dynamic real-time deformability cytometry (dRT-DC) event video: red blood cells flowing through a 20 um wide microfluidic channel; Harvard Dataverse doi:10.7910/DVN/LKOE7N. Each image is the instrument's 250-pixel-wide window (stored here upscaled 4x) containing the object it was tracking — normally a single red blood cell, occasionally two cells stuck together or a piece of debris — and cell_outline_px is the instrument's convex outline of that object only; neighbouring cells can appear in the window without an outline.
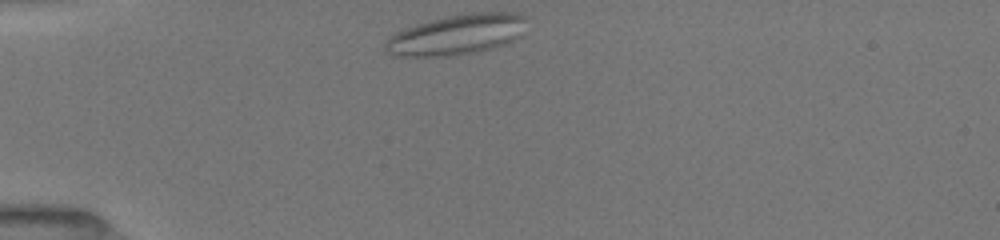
{"species": "common noctule bat (a hibernating species)", "species_latin": "Nyctalus noctula", "temperature_condition": "room temperature", "stored_images_in_passage": 41, "camera_frame_rate_fps": 3000, "um_per_image_px": 0.085, "animal": {"sex": "female", "body_mass_g": 19.5, "forearm_length_mm": 54.1}, "frame": {"image": 1, "passage_image": 1, "time_ms": 0.0, "image_size_px": [1000, 240], "cell_outline_px": [[520, 16], [516, 36], [512, 40], [488, 48], [468, 52], [444, 56], [400, 56], [392, 52], [384, 44], [392, 36], [408, 28], [420, 24], [452, 16], [484, 12], [488, 12]], "centroid_in_image_um": [38.68, 2.98], "position_along_channel_um": 46.3, "area_um2": 30.06}}
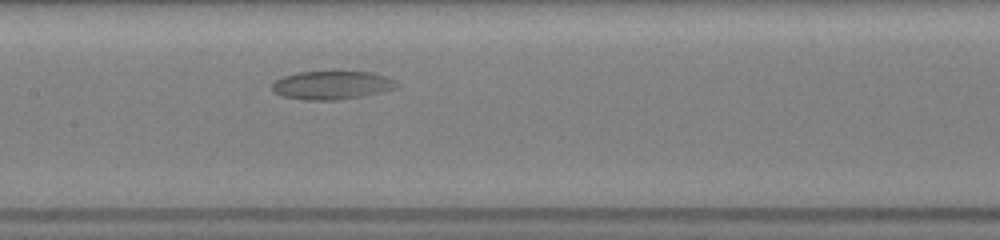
{"frame": {"image": 2, "passage_image": 14, "time_ms": 4.333, "image_size_px": [1000, 240], "cell_outline_px": [[396, 88], [380, 92], [360, 96], [336, 100], [304, 100], [284, 96], [276, 92], [272, 88], [272, 84], [276, 80], [284, 76], [300, 72], [336, 68], [372, 72], [384, 76], [392, 80], [396, 84]], "centroid_in_image_um": [28.2, 7.18], "position_along_channel_um": 179.2, "area_um2": 21.15}}
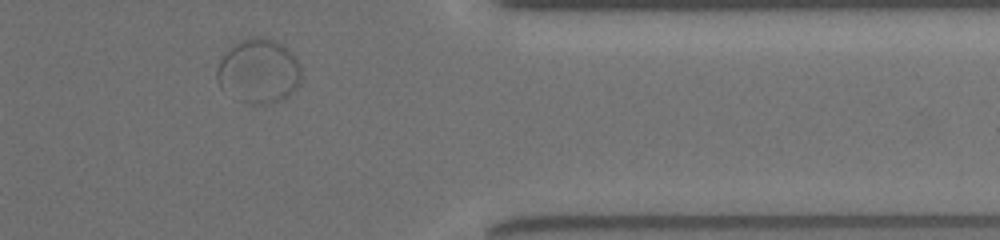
{"frame": {"image": 3, "passage_image": 32, "time_ms": 10.333, "image_size_px": [1000, 240], "cell_outline_px": [[300, 80], [296, 88], [280, 100], [260, 104], [248, 100], [220, 88], [216, 76], [216, 72], [220, 60], [240, 40], [252, 36], [264, 36], [280, 44], [296, 60], [300, 68]], "centroid_in_image_um": [21.98, 6.0], "position_along_channel_um": 389.4, "area_um2": 30.23}}